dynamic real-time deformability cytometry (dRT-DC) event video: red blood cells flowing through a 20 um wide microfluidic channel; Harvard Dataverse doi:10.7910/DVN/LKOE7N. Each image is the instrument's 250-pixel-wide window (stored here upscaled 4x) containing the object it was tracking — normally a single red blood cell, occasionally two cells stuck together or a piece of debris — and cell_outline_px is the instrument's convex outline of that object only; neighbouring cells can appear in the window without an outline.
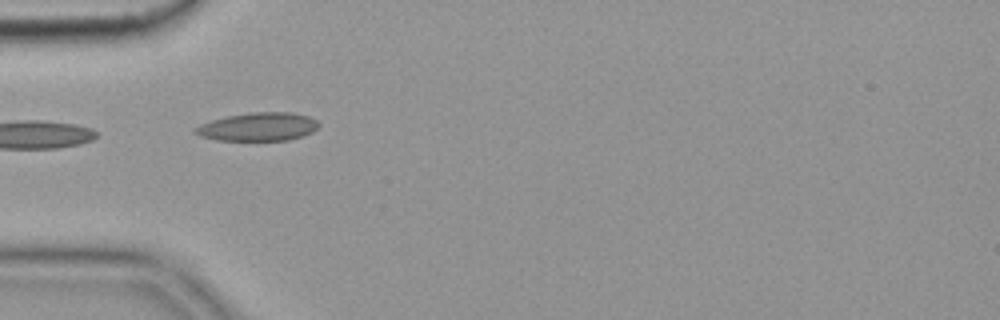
{"species": "common noctule bat (a hibernating species)", "species_latin": "Nyctalus noctula", "temperature_condition": "cold", "stored_images_in_passage": 3, "camera_frame_rate_fps": 3000, "um_per_image_px": 0.085, "animal": {"sex": "female", "body_mass_g": 19.9}, "frame": {"image": 1, "passage_image": 1, "time_ms": 0.0, "image_size_px": [1000, 320], "cell_outline_px": [[320, 124], [312, 132], [304, 136], [288, 140], [216, 140], [200, 136], [192, 132], [200, 124], [212, 120], [228, 116], [252, 112], [292, 112], [308, 116], [316, 120]], "centroid_in_image_um": [21.95, 10.78], "position_along_channel_um": 63.0, "area_um2": 20.35}}